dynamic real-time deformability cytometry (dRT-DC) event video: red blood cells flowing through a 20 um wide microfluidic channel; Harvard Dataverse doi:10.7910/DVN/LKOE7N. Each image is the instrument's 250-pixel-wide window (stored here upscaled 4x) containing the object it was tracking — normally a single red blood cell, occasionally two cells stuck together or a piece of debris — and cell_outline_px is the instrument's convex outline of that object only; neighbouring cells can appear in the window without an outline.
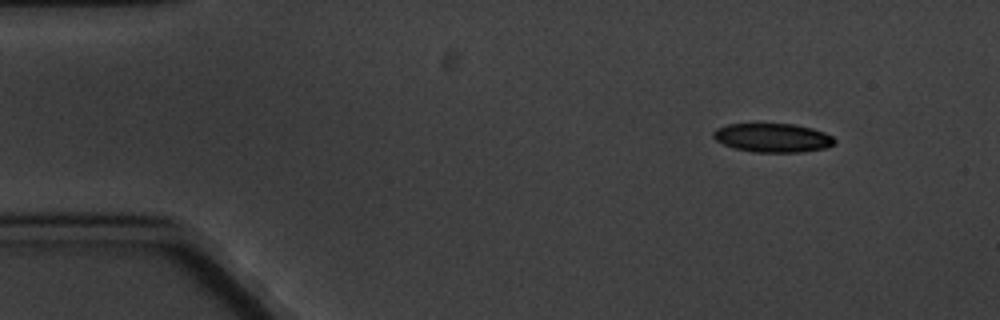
{"species": "common noctule bat (a hibernating species)", "species_latin": "Nyctalus noctula", "temperature_condition": "cold", "stored_images_in_passage": 3, "camera_frame_rate_fps": 3000, "um_per_image_px": 0.085, "animal": {"sex": "male", "body_mass_g": 20.1, "forearm_length_mm": 53.5}, "frame": {"image": 1, "passage_image": 1, "time_ms": 0.0, "image_size_px": [1000, 320], "cell_outline_px": [[836, 144], [824, 148], [800, 152], [756, 152], [736, 148], [724, 144], [716, 140], [712, 136], [712, 132], [716, 128], [728, 124], [796, 124], [812, 128], [824, 132], [832, 136], [836, 140]], "centroid_in_image_um": [65.7, 11.7], "position_along_channel_um": 19.3, "area_um2": 20.35}}